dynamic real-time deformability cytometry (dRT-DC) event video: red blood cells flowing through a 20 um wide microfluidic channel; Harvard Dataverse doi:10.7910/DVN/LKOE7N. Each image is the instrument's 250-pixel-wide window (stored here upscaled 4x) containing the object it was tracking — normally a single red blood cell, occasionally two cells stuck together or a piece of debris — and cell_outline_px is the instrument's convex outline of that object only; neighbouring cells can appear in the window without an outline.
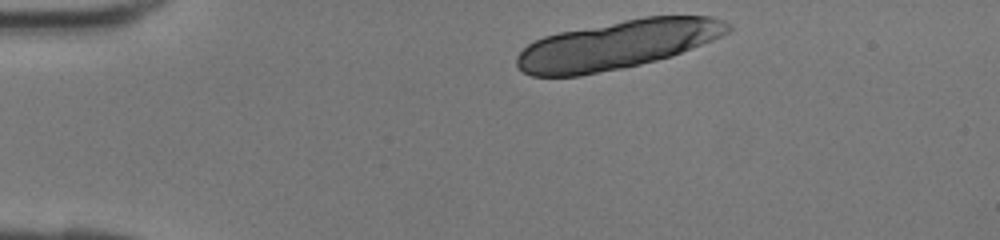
{"species": "human", "species_latin": "Homo sapiens", "temperature_condition": "room temperature", "stored_images_in_passage": 6, "camera_frame_rate_fps": 3000, "um_per_image_px": 0.085, "donor": {"sex": "female"}, "frame": {"image": 1, "passage_image": 1, "time_ms": 0.0, "image_size_px": [1000, 240], "cell_outline_px": [[732, 28], [728, 32], [712, 40], [672, 56], [624, 68], [580, 76], [532, 76], [524, 72], [516, 64], [516, 56], [528, 44], [544, 36], [560, 32], [644, 16], [712, 16], [724, 20], [732, 24]], "centroid_in_image_um": [52.49, 3.8], "position_along_channel_um": 32.5, "area_um2": 59.71}}